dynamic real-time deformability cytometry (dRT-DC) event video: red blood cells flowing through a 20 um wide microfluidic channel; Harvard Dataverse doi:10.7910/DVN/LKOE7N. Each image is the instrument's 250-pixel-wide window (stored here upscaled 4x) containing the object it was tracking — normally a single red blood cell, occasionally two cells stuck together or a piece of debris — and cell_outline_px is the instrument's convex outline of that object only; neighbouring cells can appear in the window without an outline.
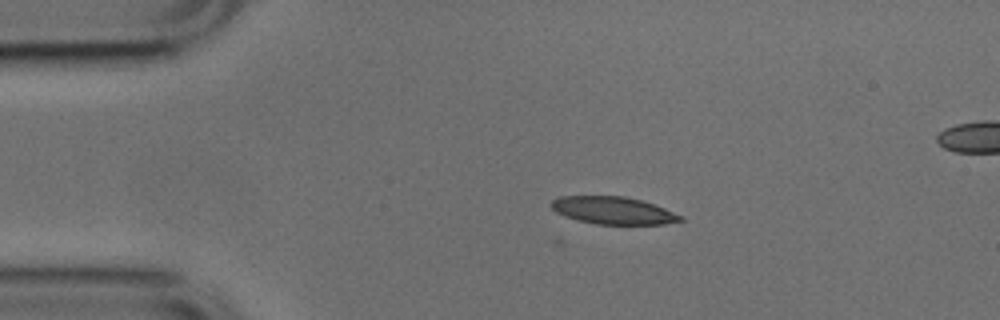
{"species": "common noctule bat (a hibernating species)", "species_latin": "Nyctalus noctula", "temperature_condition": "cold", "stored_images_in_passage": 2, "camera_frame_rate_fps": 3000, "um_per_image_px": 0.085, "animal": {"sex": "male", "body_mass_g": 17.9, "forearm_length_mm": 54.2}, "frame": {"image": 1, "passage_image": 2, "time_ms": 0.333, "image_size_px": [1000, 320], "cell_outline_px": [[684, 220], [664, 224], [596, 224], [576, 220], [564, 216], [556, 212], [552, 208], [552, 200], [560, 196], [624, 196], [640, 200], [664, 208], [684, 216]], "centroid_in_image_um": [52.12, 17.89], "position_along_channel_um": 32.9, "area_um2": 20.58}}